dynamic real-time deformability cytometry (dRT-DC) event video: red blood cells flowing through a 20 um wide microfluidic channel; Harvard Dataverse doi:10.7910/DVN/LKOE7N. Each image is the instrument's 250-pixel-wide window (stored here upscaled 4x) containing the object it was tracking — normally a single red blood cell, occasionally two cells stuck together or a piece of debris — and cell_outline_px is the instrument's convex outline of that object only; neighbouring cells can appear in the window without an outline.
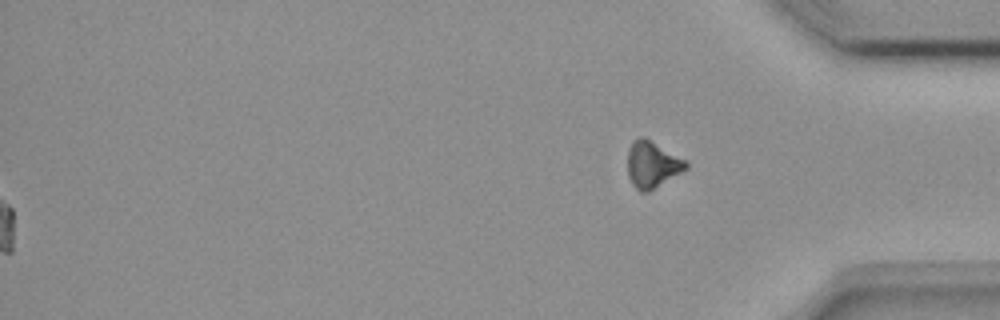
{"species": "common noctule bat (a hibernating species)", "species_latin": "Nyctalus noctula", "temperature_condition": "room temperature", "stored_images_in_passage": 38, "segment_of_instrument_passage": [2, 2], "camera_frame_rate_fps": 3000, "um_per_image_px": 0.085, "animal": {"sex": "female", "body_mass_g": 18.4}, "frame": {"image": 1, "passage_image": 38, "time_ms": 12.333, "image_size_px": [1000, 320], "cell_outline_px": [[688, 168], [648, 192], [640, 192], [632, 184], [628, 176], [628, 148], [632, 140], [640, 136], [688, 160]], "centroid_in_image_um": [55.43, 13.99], "position_along_channel_um": 379.8, "area_um2": 15.72}}